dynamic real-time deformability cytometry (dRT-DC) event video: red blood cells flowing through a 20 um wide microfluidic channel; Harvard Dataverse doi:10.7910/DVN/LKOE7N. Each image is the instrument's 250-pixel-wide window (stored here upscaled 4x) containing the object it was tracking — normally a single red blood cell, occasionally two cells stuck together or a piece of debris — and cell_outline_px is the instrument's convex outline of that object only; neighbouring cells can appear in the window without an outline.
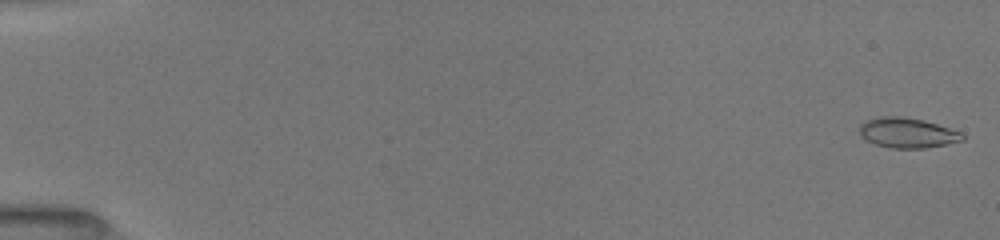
{"species": "common noctule bat (a hibernating species)", "species_latin": "Nyctalus noctula", "temperature_condition": "room temperature", "stored_images_in_passage": 41, "camera_frame_rate_fps": 3000, "um_per_image_px": 0.085, "animal": {"sex": "female", "body_mass_g": 19.5, "forearm_length_mm": 54.1}, "frame": {"image": 1, "passage_image": 1, "time_ms": 0.0, "image_size_px": [1000, 240], "cell_outline_px": [[964, 140], [924, 148], [892, 148], [876, 144], [860, 136], [860, 124], [864, 120], [876, 116], [900, 116], [924, 120], [960, 132], [964, 136]], "centroid_in_image_um": [77.07, 11.27], "position_along_channel_um": 7.9, "area_um2": 17.92}}
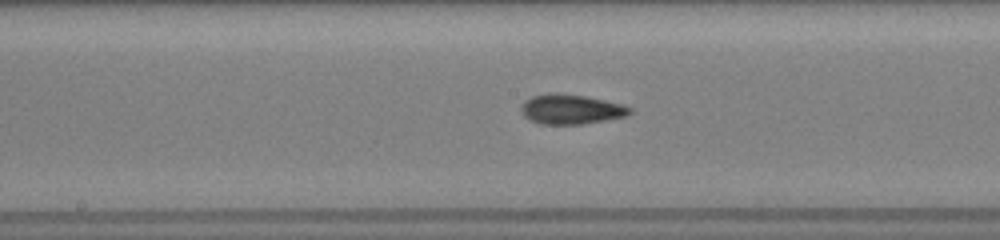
{"frame": {"image": 2, "passage_image": 24, "time_ms": 9.0, "image_size_px": [1000, 240], "cell_outline_px": [[632, 112], [628, 116], [580, 124], [540, 124], [528, 120], [520, 112], [520, 108], [524, 100], [532, 96], [548, 92], [556, 92], [584, 96], [604, 100], [620, 104], [632, 108]], "centroid_in_image_um": [48.48, 9.28], "position_along_channel_um": 199.7, "area_um2": 19.02}}
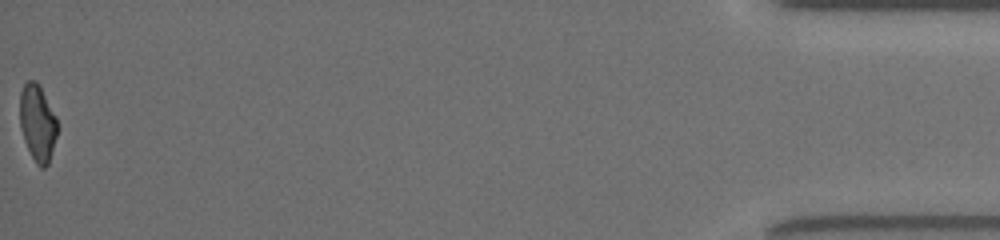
{"frame": {"image": 3, "passage_image": 41, "time_ms": 17.0, "image_size_px": [1000, 240], "cell_outline_px": [[56, 136], [48, 164], [44, 168], [40, 168], [36, 164], [24, 140], [20, 128], [20, 92], [24, 84], [28, 80], [36, 80], [56, 116]], "centroid_in_image_um": [3.17, 10.44], "position_along_channel_um": 432.0, "area_um2": 16.47}, "authors_computed_cell_mechanics": {"area_um2": 17.8024, "velocity_mm_per_s": 4.0196, "shape_relaxation_time_tau1_ms": null, "shape_relaxation_time_tau2_ms": 0.9407, "deformation_change_tau1": null, "deformation_change_tau2": 0.0623}}